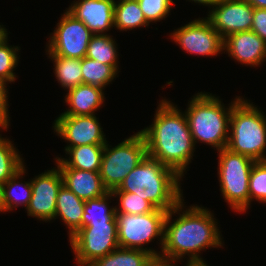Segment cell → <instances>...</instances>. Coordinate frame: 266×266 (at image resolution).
<instances>
[{
    "mask_svg": "<svg viewBox=\"0 0 266 266\" xmlns=\"http://www.w3.org/2000/svg\"><path fill=\"white\" fill-rule=\"evenodd\" d=\"M183 202L184 199L166 214L160 257L174 264L183 260L186 254L189 262L205 261L199 252L223 246L218 223L210 210L198 205L184 210ZM175 214L179 217L172 219Z\"/></svg>",
    "mask_w": 266,
    "mask_h": 266,
    "instance_id": "obj_1",
    "label": "cell"
},
{
    "mask_svg": "<svg viewBox=\"0 0 266 266\" xmlns=\"http://www.w3.org/2000/svg\"><path fill=\"white\" fill-rule=\"evenodd\" d=\"M152 123L139 131L145 139L147 155L183 177L195 152L185 112L162 99Z\"/></svg>",
    "mask_w": 266,
    "mask_h": 266,
    "instance_id": "obj_2",
    "label": "cell"
},
{
    "mask_svg": "<svg viewBox=\"0 0 266 266\" xmlns=\"http://www.w3.org/2000/svg\"><path fill=\"white\" fill-rule=\"evenodd\" d=\"M180 180L175 170L146 155L112 191L136 193L156 209L168 212L183 200Z\"/></svg>",
    "mask_w": 266,
    "mask_h": 266,
    "instance_id": "obj_3",
    "label": "cell"
},
{
    "mask_svg": "<svg viewBox=\"0 0 266 266\" xmlns=\"http://www.w3.org/2000/svg\"><path fill=\"white\" fill-rule=\"evenodd\" d=\"M239 98L231 101L227 108L211 93L198 92L191 98L185 114L195 146L200 141L217 151L227 147L231 111Z\"/></svg>",
    "mask_w": 266,
    "mask_h": 266,
    "instance_id": "obj_4",
    "label": "cell"
},
{
    "mask_svg": "<svg viewBox=\"0 0 266 266\" xmlns=\"http://www.w3.org/2000/svg\"><path fill=\"white\" fill-rule=\"evenodd\" d=\"M229 129L226 148L255 161L266 160V116L262 110L240 97L233 104Z\"/></svg>",
    "mask_w": 266,
    "mask_h": 266,
    "instance_id": "obj_5",
    "label": "cell"
},
{
    "mask_svg": "<svg viewBox=\"0 0 266 266\" xmlns=\"http://www.w3.org/2000/svg\"><path fill=\"white\" fill-rule=\"evenodd\" d=\"M217 152V173L223 198L232 210L246 212L249 208V177L255 160L228 148Z\"/></svg>",
    "mask_w": 266,
    "mask_h": 266,
    "instance_id": "obj_6",
    "label": "cell"
},
{
    "mask_svg": "<svg viewBox=\"0 0 266 266\" xmlns=\"http://www.w3.org/2000/svg\"><path fill=\"white\" fill-rule=\"evenodd\" d=\"M111 147V148H110ZM147 155L146 142L138 131L118 145L104 146L101 160L100 176L104 187L112 191L120 186L125 177Z\"/></svg>",
    "mask_w": 266,
    "mask_h": 266,
    "instance_id": "obj_7",
    "label": "cell"
},
{
    "mask_svg": "<svg viewBox=\"0 0 266 266\" xmlns=\"http://www.w3.org/2000/svg\"><path fill=\"white\" fill-rule=\"evenodd\" d=\"M166 214L167 211L161 209L138 215L116 213L119 247L143 250L153 257L160 256V252L143 246L159 237V244L163 246Z\"/></svg>",
    "mask_w": 266,
    "mask_h": 266,
    "instance_id": "obj_8",
    "label": "cell"
},
{
    "mask_svg": "<svg viewBox=\"0 0 266 266\" xmlns=\"http://www.w3.org/2000/svg\"><path fill=\"white\" fill-rule=\"evenodd\" d=\"M69 241L78 266H89L119 247L117 222L88 223Z\"/></svg>",
    "mask_w": 266,
    "mask_h": 266,
    "instance_id": "obj_9",
    "label": "cell"
},
{
    "mask_svg": "<svg viewBox=\"0 0 266 266\" xmlns=\"http://www.w3.org/2000/svg\"><path fill=\"white\" fill-rule=\"evenodd\" d=\"M52 35V36H51ZM94 34L67 10L61 15L47 43V54L82 59Z\"/></svg>",
    "mask_w": 266,
    "mask_h": 266,
    "instance_id": "obj_10",
    "label": "cell"
},
{
    "mask_svg": "<svg viewBox=\"0 0 266 266\" xmlns=\"http://www.w3.org/2000/svg\"><path fill=\"white\" fill-rule=\"evenodd\" d=\"M170 38L191 55L214 57L224 51V39L205 18H197L176 30L174 29Z\"/></svg>",
    "mask_w": 266,
    "mask_h": 266,
    "instance_id": "obj_11",
    "label": "cell"
},
{
    "mask_svg": "<svg viewBox=\"0 0 266 266\" xmlns=\"http://www.w3.org/2000/svg\"><path fill=\"white\" fill-rule=\"evenodd\" d=\"M97 119L95 114L59 115L54 120L53 129L60 138L69 143L65 146V151L82 145L106 144L103 128Z\"/></svg>",
    "mask_w": 266,
    "mask_h": 266,
    "instance_id": "obj_12",
    "label": "cell"
},
{
    "mask_svg": "<svg viewBox=\"0 0 266 266\" xmlns=\"http://www.w3.org/2000/svg\"><path fill=\"white\" fill-rule=\"evenodd\" d=\"M62 185L58 166L35 176L31 180L32 195L26 208L27 215L45 222L54 220L57 194Z\"/></svg>",
    "mask_w": 266,
    "mask_h": 266,
    "instance_id": "obj_13",
    "label": "cell"
},
{
    "mask_svg": "<svg viewBox=\"0 0 266 266\" xmlns=\"http://www.w3.org/2000/svg\"><path fill=\"white\" fill-rule=\"evenodd\" d=\"M254 7L245 0H220L205 19L224 39L236 32L250 31Z\"/></svg>",
    "mask_w": 266,
    "mask_h": 266,
    "instance_id": "obj_14",
    "label": "cell"
},
{
    "mask_svg": "<svg viewBox=\"0 0 266 266\" xmlns=\"http://www.w3.org/2000/svg\"><path fill=\"white\" fill-rule=\"evenodd\" d=\"M115 0H78L67 11L95 34H106L114 27Z\"/></svg>",
    "mask_w": 266,
    "mask_h": 266,
    "instance_id": "obj_15",
    "label": "cell"
},
{
    "mask_svg": "<svg viewBox=\"0 0 266 266\" xmlns=\"http://www.w3.org/2000/svg\"><path fill=\"white\" fill-rule=\"evenodd\" d=\"M223 50L236 62L255 67L266 61V42L253 31L230 34L224 38Z\"/></svg>",
    "mask_w": 266,
    "mask_h": 266,
    "instance_id": "obj_16",
    "label": "cell"
},
{
    "mask_svg": "<svg viewBox=\"0 0 266 266\" xmlns=\"http://www.w3.org/2000/svg\"><path fill=\"white\" fill-rule=\"evenodd\" d=\"M63 185L86 201L103 196L108 192L104 187L99 171H88L74 168H59Z\"/></svg>",
    "mask_w": 266,
    "mask_h": 266,
    "instance_id": "obj_17",
    "label": "cell"
},
{
    "mask_svg": "<svg viewBox=\"0 0 266 266\" xmlns=\"http://www.w3.org/2000/svg\"><path fill=\"white\" fill-rule=\"evenodd\" d=\"M104 89L90 84H80L67 90L65 103L69 108L60 115H93L105 101Z\"/></svg>",
    "mask_w": 266,
    "mask_h": 266,
    "instance_id": "obj_18",
    "label": "cell"
},
{
    "mask_svg": "<svg viewBox=\"0 0 266 266\" xmlns=\"http://www.w3.org/2000/svg\"><path fill=\"white\" fill-rule=\"evenodd\" d=\"M85 201L80 199L74 192L62 185L56 199L55 217L67 226L69 239L81 229V220L84 213Z\"/></svg>",
    "mask_w": 266,
    "mask_h": 266,
    "instance_id": "obj_19",
    "label": "cell"
},
{
    "mask_svg": "<svg viewBox=\"0 0 266 266\" xmlns=\"http://www.w3.org/2000/svg\"><path fill=\"white\" fill-rule=\"evenodd\" d=\"M105 144H91L68 148V159L56 157L58 168H74L88 171H100Z\"/></svg>",
    "mask_w": 266,
    "mask_h": 266,
    "instance_id": "obj_20",
    "label": "cell"
},
{
    "mask_svg": "<svg viewBox=\"0 0 266 266\" xmlns=\"http://www.w3.org/2000/svg\"><path fill=\"white\" fill-rule=\"evenodd\" d=\"M25 169V165H23L19 171L2 184L5 212L8 210L10 212L13 208H18L19 205L26 209L29 205L32 195L31 180L20 182L21 178H24L23 174L26 173Z\"/></svg>",
    "mask_w": 266,
    "mask_h": 266,
    "instance_id": "obj_21",
    "label": "cell"
},
{
    "mask_svg": "<svg viewBox=\"0 0 266 266\" xmlns=\"http://www.w3.org/2000/svg\"><path fill=\"white\" fill-rule=\"evenodd\" d=\"M146 21L137 0L117 1L114 4V28L120 31L147 27Z\"/></svg>",
    "mask_w": 266,
    "mask_h": 266,
    "instance_id": "obj_22",
    "label": "cell"
},
{
    "mask_svg": "<svg viewBox=\"0 0 266 266\" xmlns=\"http://www.w3.org/2000/svg\"><path fill=\"white\" fill-rule=\"evenodd\" d=\"M47 55L53 61L55 77L64 90L83 84L81 59Z\"/></svg>",
    "mask_w": 266,
    "mask_h": 266,
    "instance_id": "obj_23",
    "label": "cell"
},
{
    "mask_svg": "<svg viewBox=\"0 0 266 266\" xmlns=\"http://www.w3.org/2000/svg\"><path fill=\"white\" fill-rule=\"evenodd\" d=\"M113 36L109 34H95L91 37L87 47L85 57L99 61L106 65H111L117 72L118 67V51L117 44Z\"/></svg>",
    "mask_w": 266,
    "mask_h": 266,
    "instance_id": "obj_24",
    "label": "cell"
},
{
    "mask_svg": "<svg viewBox=\"0 0 266 266\" xmlns=\"http://www.w3.org/2000/svg\"><path fill=\"white\" fill-rule=\"evenodd\" d=\"M111 198H114V196L111 191H108L101 197L86 200L81 228L86 227L88 223L117 222L115 206L111 207L108 203Z\"/></svg>",
    "mask_w": 266,
    "mask_h": 266,
    "instance_id": "obj_25",
    "label": "cell"
},
{
    "mask_svg": "<svg viewBox=\"0 0 266 266\" xmlns=\"http://www.w3.org/2000/svg\"><path fill=\"white\" fill-rule=\"evenodd\" d=\"M152 257L143 250L118 247L89 266H144Z\"/></svg>",
    "mask_w": 266,
    "mask_h": 266,
    "instance_id": "obj_26",
    "label": "cell"
},
{
    "mask_svg": "<svg viewBox=\"0 0 266 266\" xmlns=\"http://www.w3.org/2000/svg\"><path fill=\"white\" fill-rule=\"evenodd\" d=\"M81 72L84 84L105 89L116 78L117 72L111 65L84 57L81 59Z\"/></svg>",
    "mask_w": 266,
    "mask_h": 266,
    "instance_id": "obj_27",
    "label": "cell"
},
{
    "mask_svg": "<svg viewBox=\"0 0 266 266\" xmlns=\"http://www.w3.org/2000/svg\"><path fill=\"white\" fill-rule=\"evenodd\" d=\"M7 128L8 126H0L2 130ZM12 143L0 134V184H4L24 165L23 158Z\"/></svg>",
    "mask_w": 266,
    "mask_h": 266,
    "instance_id": "obj_28",
    "label": "cell"
},
{
    "mask_svg": "<svg viewBox=\"0 0 266 266\" xmlns=\"http://www.w3.org/2000/svg\"><path fill=\"white\" fill-rule=\"evenodd\" d=\"M114 198H119L118 207L115 206L116 213L122 214H146L153 212L156 208L147 200L136 196V193L111 191Z\"/></svg>",
    "mask_w": 266,
    "mask_h": 266,
    "instance_id": "obj_29",
    "label": "cell"
},
{
    "mask_svg": "<svg viewBox=\"0 0 266 266\" xmlns=\"http://www.w3.org/2000/svg\"><path fill=\"white\" fill-rule=\"evenodd\" d=\"M8 35L0 41V78L5 82H14L16 75L13 73V69L18 64V52L20 48L18 46L8 45Z\"/></svg>",
    "mask_w": 266,
    "mask_h": 266,
    "instance_id": "obj_30",
    "label": "cell"
},
{
    "mask_svg": "<svg viewBox=\"0 0 266 266\" xmlns=\"http://www.w3.org/2000/svg\"><path fill=\"white\" fill-rule=\"evenodd\" d=\"M266 203V160L255 161L249 177V206L253 200Z\"/></svg>",
    "mask_w": 266,
    "mask_h": 266,
    "instance_id": "obj_31",
    "label": "cell"
},
{
    "mask_svg": "<svg viewBox=\"0 0 266 266\" xmlns=\"http://www.w3.org/2000/svg\"><path fill=\"white\" fill-rule=\"evenodd\" d=\"M146 21L158 22L165 19L174 4L173 0H137Z\"/></svg>",
    "mask_w": 266,
    "mask_h": 266,
    "instance_id": "obj_32",
    "label": "cell"
},
{
    "mask_svg": "<svg viewBox=\"0 0 266 266\" xmlns=\"http://www.w3.org/2000/svg\"><path fill=\"white\" fill-rule=\"evenodd\" d=\"M251 31L266 42V9L254 8Z\"/></svg>",
    "mask_w": 266,
    "mask_h": 266,
    "instance_id": "obj_33",
    "label": "cell"
},
{
    "mask_svg": "<svg viewBox=\"0 0 266 266\" xmlns=\"http://www.w3.org/2000/svg\"><path fill=\"white\" fill-rule=\"evenodd\" d=\"M5 82L0 78V126H9L10 117L8 111V90Z\"/></svg>",
    "mask_w": 266,
    "mask_h": 266,
    "instance_id": "obj_34",
    "label": "cell"
},
{
    "mask_svg": "<svg viewBox=\"0 0 266 266\" xmlns=\"http://www.w3.org/2000/svg\"><path fill=\"white\" fill-rule=\"evenodd\" d=\"M144 266H175L162 257H152Z\"/></svg>",
    "mask_w": 266,
    "mask_h": 266,
    "instance_id": "obj_35",
    "label": "cell"
},
{
    "mask_svg": "<svg viewBox=\"0 0 266 266\" xmlns=\"http://www.w3.org/2000/svg\"><path fill=\"white\" fill-rule=\"evenodd\" d=\"M194 3H199V5L203 4L204 6H209L208 8L211 9V6L214 7L220 0H189Z\"/></svg>",
    "mask_w": 266,
    "mask_h": 266,
    "instance_id": "obj_36",
    "label": "cell"
},
{
    "mask_svg": "<svg viewBox=\"0 0 266 266\" xmlns=\"http://www.w3.org/2000/svg\"><path fill=\"white\" fill-rule=\"evenodd\" d=\"M250 3L254 8L266 9V0H245Z\"/></svg>",
    "mask_w": 266,
    "mask_h": 266,
    "instance_id": "obj_37",
    "label": "cell"
},
{
    "mask_svg": "<svg viewBox=\"0 0 266 266\" xmlns=\"http://www.w3.org/2000/svg\"><path fill=\"white\" fill-rule=\"evenodd\" d=\"M0 212H5L2 184H0Z\"/></svg>",
    "mask_w": 266,
    "mask_h": 266,
    "instance_id": "obj_38",
    "label": "cell"
},
{
    "mask_svg": "<svg viewBox=\"0 0 266 266\" xmlns=\"http://www.w3.org/2000/svg\"><path fill=\"white\" fill-rule=\"evenodd\" d=\"M186 266H209V265L206 264V261H197V262L187 261Z\"/></svg>",
    "mask_w": 266,
    "mask_h": 266,
    "instance_id": "obj_39",
    "label": "cell"
},
{
    "mask_svg": "<svg viewBox=\"0 0 266 266\" xmlns=\"http://www.w3.org/2000/svg\"><path fill=\"white\" fill-rule=\"evenodd\" d=\"M7 29L3 27V25H0V41L3 40L7 35Z\"/></svg>",
    "mask_w": 266,
    "mask_h": 266,
    "instance_id": "obj_40",
    "label": "cell"
}]
</instances>
